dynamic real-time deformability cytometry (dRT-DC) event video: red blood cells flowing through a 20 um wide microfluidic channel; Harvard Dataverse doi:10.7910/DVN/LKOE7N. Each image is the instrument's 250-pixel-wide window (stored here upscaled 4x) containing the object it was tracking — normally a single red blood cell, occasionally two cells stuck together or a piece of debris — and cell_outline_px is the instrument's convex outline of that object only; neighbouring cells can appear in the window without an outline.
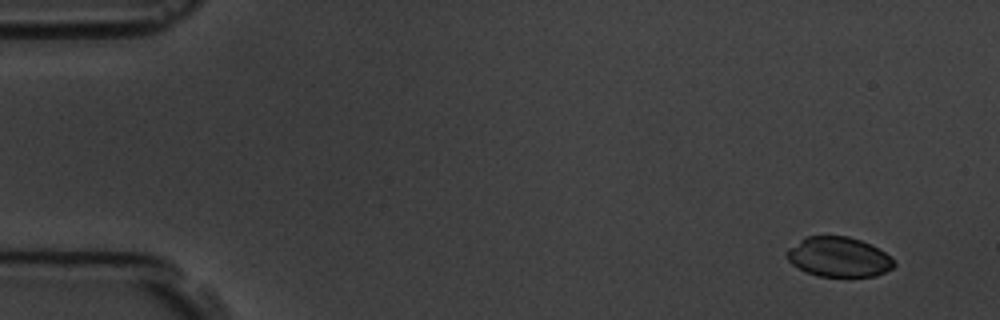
{"species": "common noctule bat (a hibernating species)", "species_latin": "Nyctalus noctula", "temperature_condition": "room temperature", "stored_images_in_passage": 6, "camera_frame_rate_fps": 3000, "um_per_image_px": 0.085, "animal": {"sex": "male", "body_mass_g": 19.5, "forearm_length_mm": 54.6}, "frame": {"image": 1, "passage_image": 1, "time_ms": 0.0, "image_size_px": [1000, 320], "cell_outline_px": [[896, 264], [892, 268], [876, 276], [816, 276], [804, 272], [792, 264], [784, 256], [784, 252], [788, 248], [804, 236], [848, 236], [860, 240], [884, 252]], "centroid_in_image_um": [71.2, 21.84], "position_along_channel_um": 13.8, "area_um2": 24.91}}
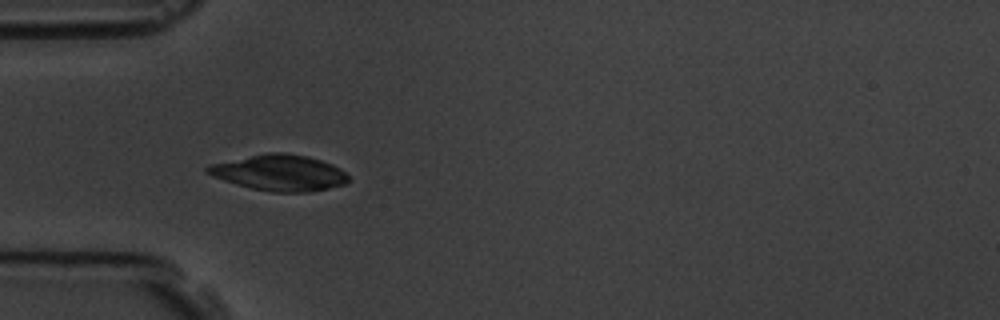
{"frame": {"image": 2, "passage_image": 5, "time_ms": 4.667, "image_size_px": [1000, 320], "cell_outline_px": [[348, 180], [344, 184], [328, 188], [308, 192], [272, 192], [252, 188], [236, 184], [212, 176], [204, 172], [204, 168], [208, 164], [268, 152], [284, 152], [308, 156], [332, 164], [340, 168], [348, 176]], "centroid_in_image_um": [23.71, 14.67], "position_along_channel_um": 61.3, "area_um2": 29.54}}
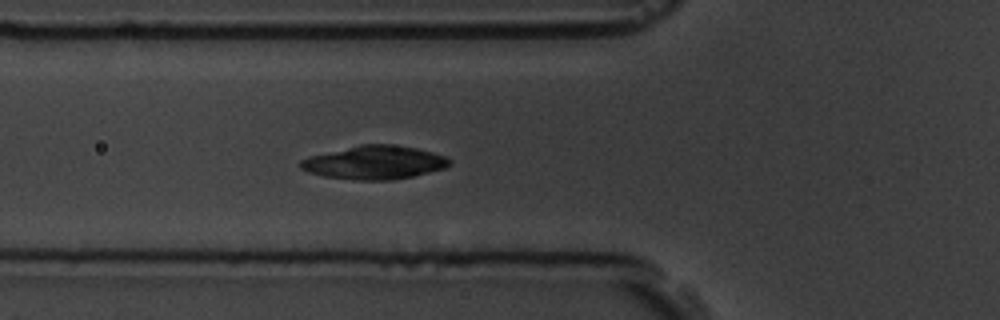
{"frame": {"image": 3, "passage_image": 6, "time_ms": 5.667, "image_size_px": [1000, 320], "cell_outline_px": [[452, 164], [444, 168], [412, 176], [392, 180], [356, 180], [324, 176], [308, 172], [300, 168], [300, 160], [308, 156], [360, 144], [392, 144], [416, 148], [432, 152], [444, 156], [452, 160]], "centroid_in_image_um": [31.81, 13.81], "position_along_channel_um": 94.0, "area_um2": 29.07}}